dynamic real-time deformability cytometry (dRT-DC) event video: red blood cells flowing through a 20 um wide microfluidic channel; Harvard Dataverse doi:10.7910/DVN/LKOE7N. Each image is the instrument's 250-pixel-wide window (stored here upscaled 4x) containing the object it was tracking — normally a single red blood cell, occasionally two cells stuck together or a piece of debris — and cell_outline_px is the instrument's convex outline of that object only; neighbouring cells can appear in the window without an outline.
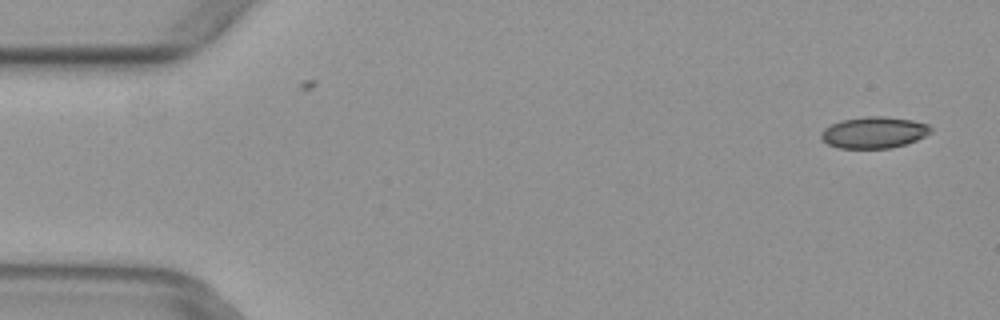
{"species": "common noctule bat (a hibernating species)", "species_latin": "Nyctalus noctula", "temperature_condition": "warm", "stored_images_in_passage": 2, "camera_frame_rate_fps": 3000, "um_per_image_px": 0.085, "animal": {"sex": "female", "body_mass_g": 29.2, "forearm_length_mm": 56.3}, "frame": {"image": 1, "passage_image": 2, "time_ms": 0.333, "image_size_px": [1000, 320], "cell_outline_px": [[932, 132], [916, 140], [892, 148], [840, 148], [828, 144], [820, 136], [820, 132], [824, 128], [840, 120], [864, 116], [884, 116], [912, 120], [928, 124], [932, 128]], "centroid_in_image_um": [74.28, 11.25], "position_along_channel_um": 10.7, "area_um2": 20.11}}